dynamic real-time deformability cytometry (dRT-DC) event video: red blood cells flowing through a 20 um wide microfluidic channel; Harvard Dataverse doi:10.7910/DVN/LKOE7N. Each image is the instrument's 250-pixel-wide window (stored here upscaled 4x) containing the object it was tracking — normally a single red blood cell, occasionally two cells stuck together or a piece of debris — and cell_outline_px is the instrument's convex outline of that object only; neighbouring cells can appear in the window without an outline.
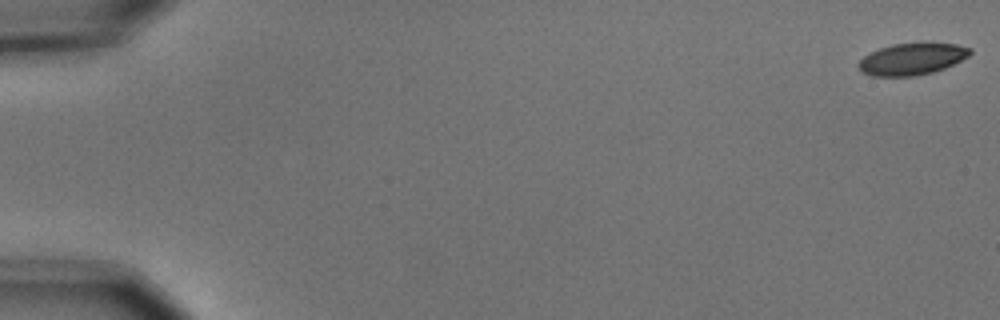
{"species": "common noctule bat (a hibernating species)", "species_latin": "Nyctalus noctula", "temperature_condition": "cold", "stored_images_in_passage": 10, "camera_frame_rate_fps": 3000, "um_per_image_px": 0.085, "animal": {"sex": "male", "body_mass_g": 15.6}, "frame": {"image": 1, "passage_image": 1, "time_ms": 0.0, "image_size_px": [1000, 320], "cell_outline_px": [[972, 52], [968, 56], [944, 68], [932, 72], [916, 76], [872, 76], [864, 72], [856, 64], [864, 56], [880, 48], [892, 44], [956, 44], [972, 48]], "centroid_in_image_um": [77.51, 5.03], "position_along_channel_um": 7.5, "area_um2": 20.17}}
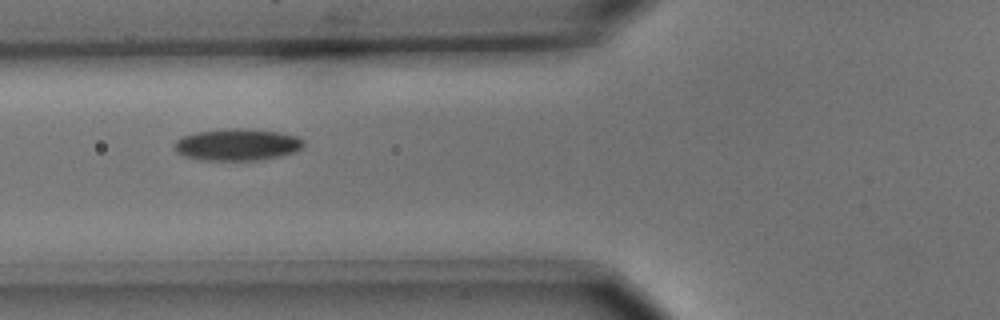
{"frame": {"image": 2, "passage_image": 7, "time_ms": 2.0, "image_size_px": [1000, 320], "cell_outline_px": [[304, 144], [300, 148], [292, 152], [280, 156], [256, 160], [200, 160], [184, 156], [176, 152], [172, 144], [176, 140], [184, 136], [196, 132], [232, 128], [244, 128], [276, 132], [296, 136], [304, 140]], "centroid_in_image_um": [20.11, 12.3], "position_along_channel_um": 105.7, "area_um2": 23.81}}
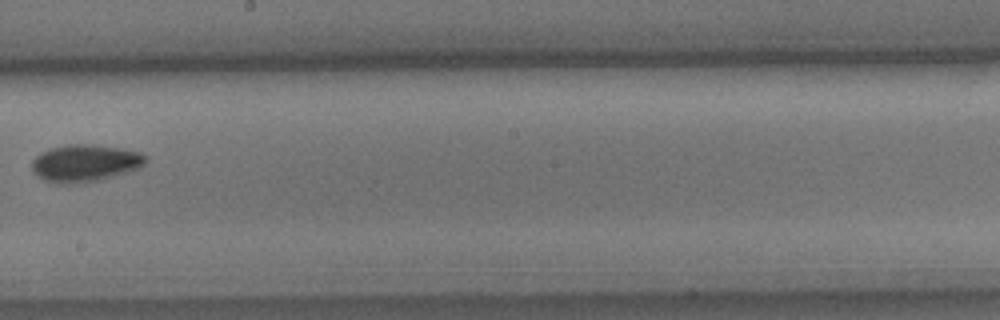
{"frame": {"image": 3, "passage_image": 10, "time_ms": 3.0, "image_size_px": [1000, 320], "cell_outline_px": [[148, 160], [140, 168], [128, 172], [100, 180], [76, 184], [56, 184], [44, 180], [36, 176], [32, 172], [32, 160], [40, 152], [48, 148], [68, 144], [92, 144], [124, 148], [140, 152], [148, 156]], "centroid_in_image_um": [7.22, 13.86], "position_along_channel_um": 241.0, "area_um2": 25.32}}